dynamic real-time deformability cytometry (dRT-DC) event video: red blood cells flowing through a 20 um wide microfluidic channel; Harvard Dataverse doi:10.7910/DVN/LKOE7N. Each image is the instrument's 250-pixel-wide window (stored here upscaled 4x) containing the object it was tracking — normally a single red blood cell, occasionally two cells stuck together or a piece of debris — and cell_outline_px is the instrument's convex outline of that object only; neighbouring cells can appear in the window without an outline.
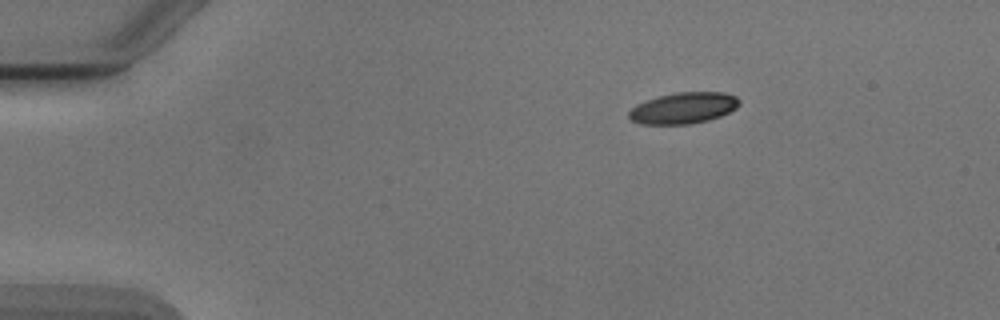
{"species": "Egyptian fruit bat (a non-hibernating species)", "species_latin": "Rousettus aegyptiacus", "temperature_condition": "cold", "stored_images_in_passage": 3, "camera_frame_rate_fps": 3000, "um_per_image_px": 0.085, "animal": {"sex": "male"}, "frame": {"image": 1, "passage_image": 3, "time_ms": 2.333, "image_size_px": [1000, 320], "cell_outline_px": [[740, 104], [736, 108], [720, 116], [708, 120], [692, 124], [640, 124], [632, 120], [628, 116], [628, 112], [636, 104], [660, 96], [676, 92], [724, 92], [736, 96], [740, 100]], "centroid_in_image_um": [58.11, 9.18], "position_along_channel_um": 26.9, "area_um2": 20.06}}